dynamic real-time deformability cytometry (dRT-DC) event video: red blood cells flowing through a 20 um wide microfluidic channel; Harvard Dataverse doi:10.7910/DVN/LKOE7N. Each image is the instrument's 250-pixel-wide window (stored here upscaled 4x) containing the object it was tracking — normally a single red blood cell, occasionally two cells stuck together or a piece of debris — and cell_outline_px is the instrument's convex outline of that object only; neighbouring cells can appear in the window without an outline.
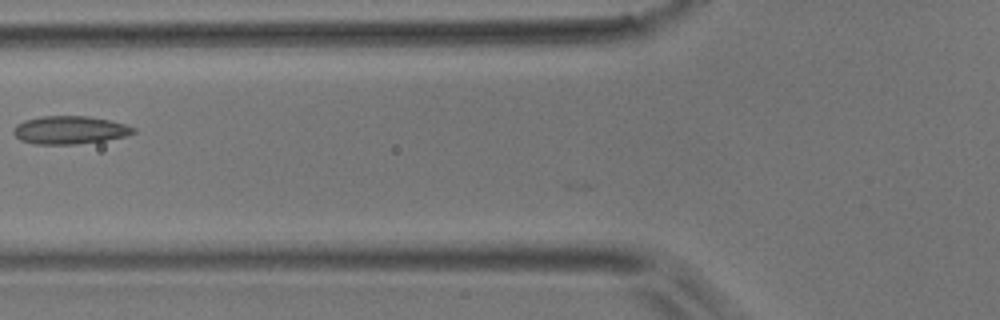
{"species": "common noctule bat (a hibernating species)", "species_latin": "Nyctalus noctula", "temperature_condition": "room temperature", "stored_images_in_passage": 28, "camera_frame_rate_fps": 3000, "um_per_image_px": 0.085, "animal": {"sex": "male", "body_mass_g": 17.9}, "frame": {"image": 1, "passage_image": 2, "time_ms": 0.333, "image_size_px": [1000, 320], "cell_outline_px": [[136, 132], [128, 136], [104, 140], [76, 144], [36, 144], [20, 140], [12, 132], [16, 124], [24, 120], [40, 116], [88, 116], [108, 120], [124, 124], [136, 128]], "centroid_in_image_um": [5.92, 11.05], "position_along_channel_um": 119.9, "area_um2": 19.59}}
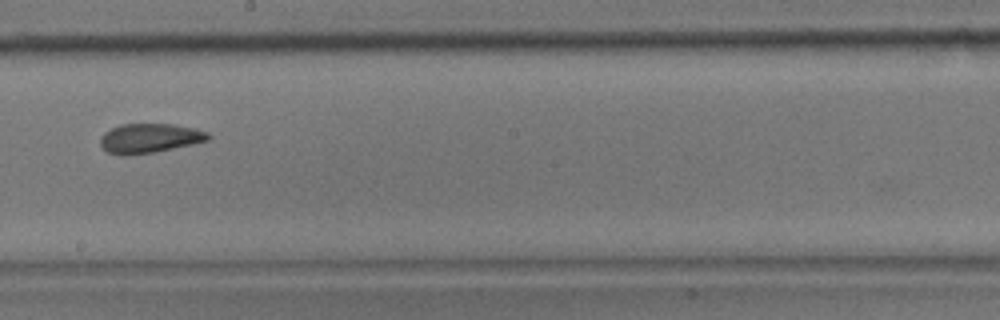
{"frame": {"image": 2, "passage_image": 11, "time_ms": 3.333, "image_size_px": [1000, 320], "cell_outline_px": [[212, 136], [208, 140], [192, 144], [156, 152], [124, 156], [120, 156], [108, 152], [100, 144], [100, 136], [104, 132], [120, 124], [172, 124], [196, 128], [208, 132]], "centroid_in_image_um": [12.71, 11.75], "position_along_channel_um": 235.5, "area_um2": 18.67}}
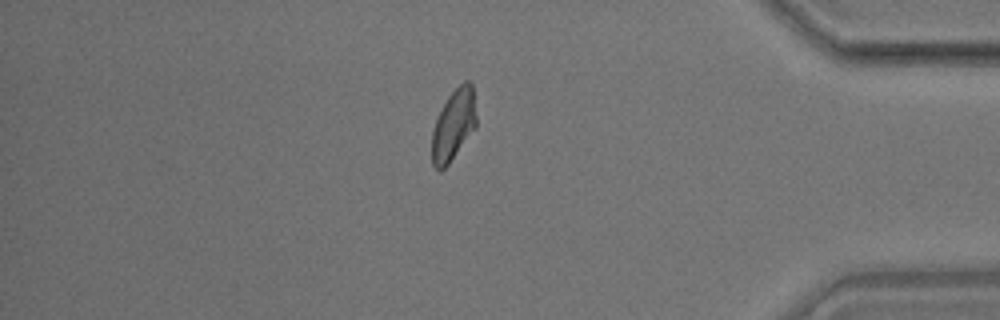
{"frame": {"image": 3, "passage_image": 26, "time_ms": 8.333, "image_size_px": [1000, 320], "cell_outline_px": [[476, 128], [448, 164], [440, 172], [432, 164], [432, 132], [440, 108], [448, 96], [464, 80], [468, 80], [472, 84], [476, 116]], "centroid_in_image_um": [38.55, 10.62], "position_along_channel_um": 396.7, "area_um2": 18.38}}